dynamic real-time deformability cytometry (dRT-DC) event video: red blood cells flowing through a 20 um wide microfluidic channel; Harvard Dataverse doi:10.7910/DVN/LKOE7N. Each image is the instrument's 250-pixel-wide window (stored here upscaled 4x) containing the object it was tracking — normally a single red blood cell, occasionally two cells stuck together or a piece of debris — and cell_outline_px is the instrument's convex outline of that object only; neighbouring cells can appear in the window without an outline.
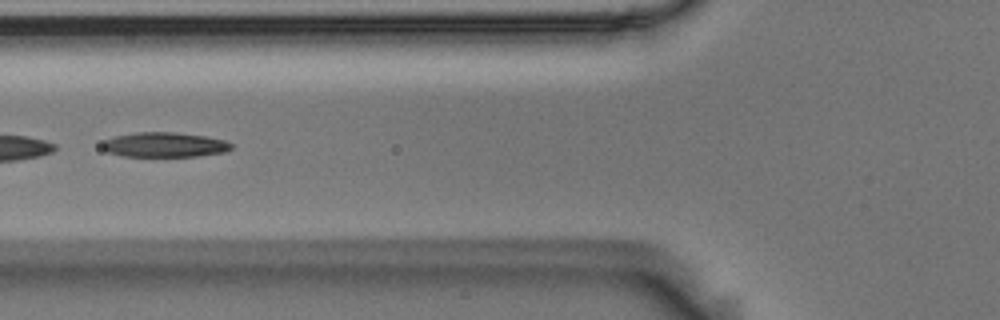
{"species": "Egyptian fruit bat (a non-hibernating species)", "species_latin": "Rousettus aegyptiacus", "temperature_condition": "room temperature", "stored_images_in_passage": 23, "segment_of_instrument_passage": [2, 2], "camera_frame_rate_fps": 3000, "um_per_image_px": 0.085, "animal": {"sex": "male"}, "frame": {"image": 1, "passage_image": 20, "time_ms": 6.333, "image_size_px": [1000, 320], "cell_outline_px": [[232, 148], [224, 152], [196, 156], [120, 156], [108, 152], [100, 148], [100, 144], [104, 140], [116, 136], [136, 132], [176, 132], [204, 136], [224, 140], [232, 144]], "centroid_in_image_um": [13.93, 12.3], "position_along_channel_um": 111.9, "area_um2": 18.67}}